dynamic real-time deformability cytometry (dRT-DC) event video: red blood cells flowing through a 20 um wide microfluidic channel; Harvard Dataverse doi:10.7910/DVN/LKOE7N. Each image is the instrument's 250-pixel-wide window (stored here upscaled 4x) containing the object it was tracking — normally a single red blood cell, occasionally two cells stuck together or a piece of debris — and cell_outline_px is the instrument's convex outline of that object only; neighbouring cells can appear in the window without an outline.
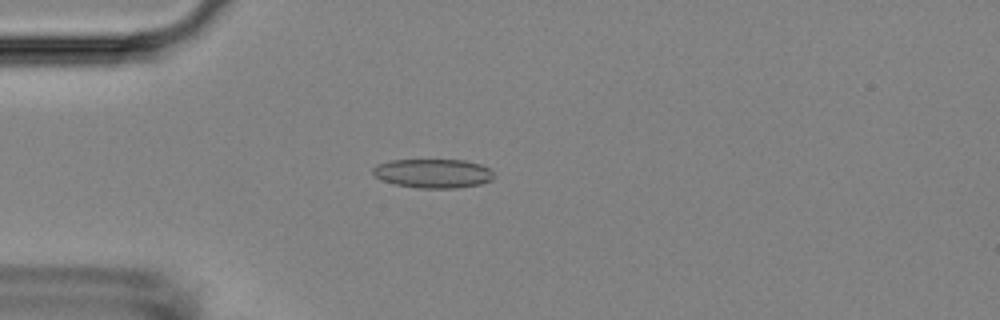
{"species": "Egyptian fruit bat (a non-hibernating species)", "species_latin": "Rousettus aegyptiacus", "temperature_condition": "room temperature", "stored_images_in_passage": 55, "camera_frame_rate_fps": 3000, "um_per_image_px": 0.085, "animal": {"sex": "female"}, "frame": {"image": 1, "passage_image": 15, "time_ms": 4.667, "image_size_px": [1000, 320], "cell_outline_px": [[496, 176], [492, 180], [480, 184], [456, 188], [416, 188], [396, 184], [384, 180], [376, 176], [372, 172], [372, 168], [376, 164], [392, 160], [464, 160], [480, 164], [488, 168]], "centroid_in_image_um": [36.83, 14.74], "position_along_channel_um": 48.2, "area_um2": 20.46}}
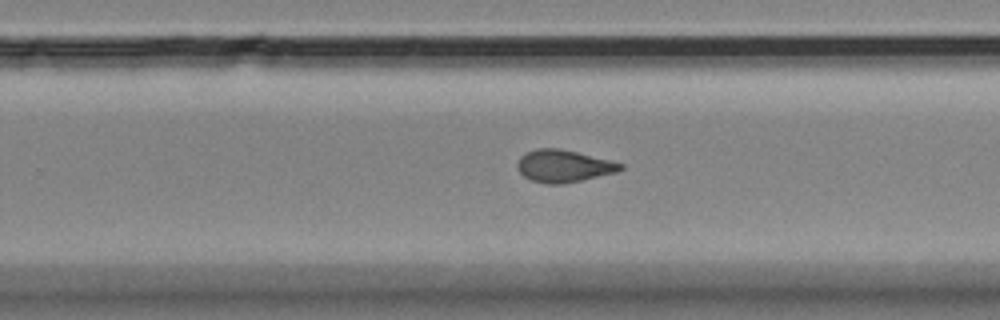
{"frame": {"image": 2, "passage_image": 35, "time_ms": 11.333, "image_size_px": [1000, 320], "cell_outline_px": [[624, 168], [616, 172], [580, 180], [560, 184], [548, 184], [532, 180], [524, 176], [520, 172], [516, 164], [520, 156], [524, 152], [536, 148], [560, 148], [612, 160], [624, 164]], "centroid_in_image_um": [47.9, 14.09], "position_along_channel_um": 281.9, "area_um2": 19.42}}
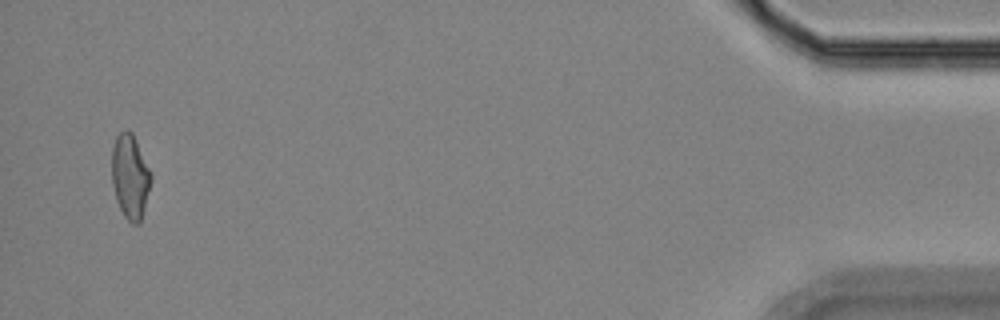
{"frame": {"image": 3, "passage_image": 53, "time_ms": 17.333, "image_size_px": [1000, 320], "cell_outline_px": [[152, 180], [140, 224], [132, 224], [124, 216], [116, 200], [112, 184], [112, 148], [116, 136], [124, 128], [128, 128], [132, 132], [136, 140], [152, 176]], "centroid_in_image_um": [11.05, 15.0], "position_along_channel_um": 424.1, "area_um2": 19.36}, "authors_computed_cell_mechanics": {"area_um2": 19.4208, "velocity_mm_per_s": 3.6929, "shape_relaxation_time_tau1_ms": 8.1312, "shape_relaxation_time_tau2_ms": 2.1071, "deformation_change_tau1": 0.1745, "deformation_change_tau2": 0.0823}}